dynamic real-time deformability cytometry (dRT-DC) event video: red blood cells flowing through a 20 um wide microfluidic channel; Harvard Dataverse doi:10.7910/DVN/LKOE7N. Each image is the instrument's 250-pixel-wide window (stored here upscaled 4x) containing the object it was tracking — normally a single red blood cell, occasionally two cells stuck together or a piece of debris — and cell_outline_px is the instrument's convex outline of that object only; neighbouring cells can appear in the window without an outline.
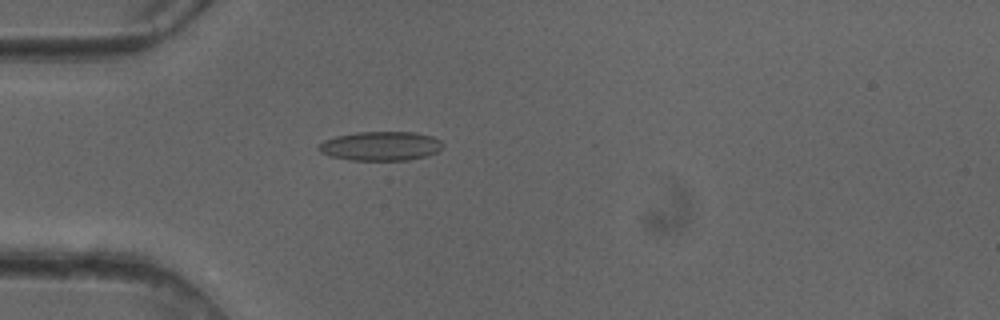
{"species": "common noctule bat (a hibernating species)", "species_latin": "Nyctalus noctula", "temperature_condition": "cold", "stored_images_in_passage": 40, "camera_frame_rate_fps": 3000, "um_per_image_px": 0.085, "animal": {"sex": "female"}, "frame": {"image": 1, "passage_image": 15, "time_ms": 4.667, "image_size_px": [1000, 320], "cell_outline_px": [[444, 144], [436, 152], [428, 156], [408, 160], [352, 160], [328, 156], [320, 152], [316, 148], [324, 140], [336, 136], [356, 132], [416, 132], [432, 136], [440, 140]], "centroid_in_image_um": [32.35, 12.41], "position_along_channel_um": 52.7, "area_um2": 21.21}}
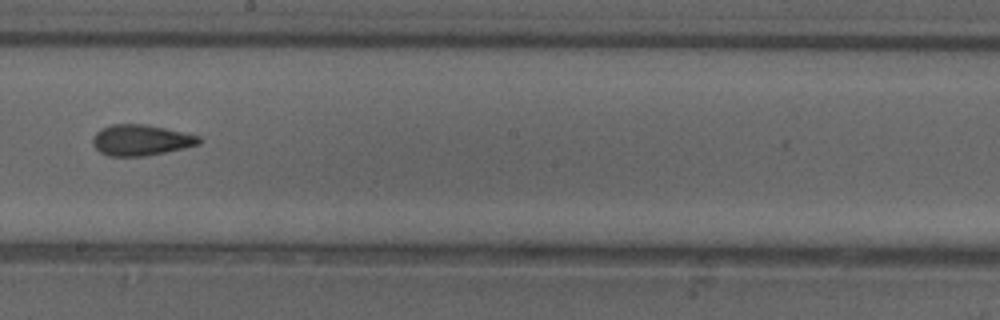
{"frame": {"image": 2, "passage_image": 29, "time_ms": 9.333, "image_size_px": [1000, 320], "cell_outline_px": [[200, 144], [184, 148], [144, 156], [108, 156], [100, 152], [92, 144], [92, 140], [96, 132], [100, 128], [112, 124], [144, 124], [164, 128], [200, 136]], "centroid_in_image_um": [11.94, 11.91], "position_along_channel_um": 236.3, "area_um2": 19.02}}
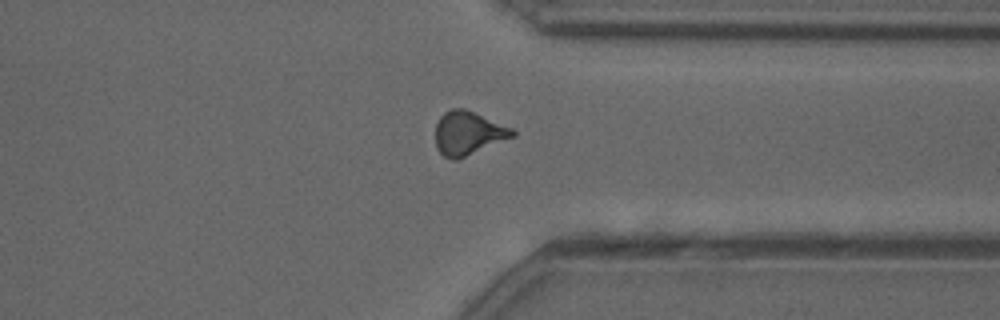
{"frame": {"image": 3, "passage_image": 39, "time_ms": 12.667, "image_size_px": [1000, 320], "cell_outline_px": [[516, 136], [456, 160], [452, 160], [444, 156], [436, 148], [436, 124], [440, 116], [444, 112], [452, 108], [464, 108], [512, 128], [516, 132]], "centroid_in_image_um": [39.79, 11.32], "position_along_channel_um": 371.6, "area_um2": 19.54}}